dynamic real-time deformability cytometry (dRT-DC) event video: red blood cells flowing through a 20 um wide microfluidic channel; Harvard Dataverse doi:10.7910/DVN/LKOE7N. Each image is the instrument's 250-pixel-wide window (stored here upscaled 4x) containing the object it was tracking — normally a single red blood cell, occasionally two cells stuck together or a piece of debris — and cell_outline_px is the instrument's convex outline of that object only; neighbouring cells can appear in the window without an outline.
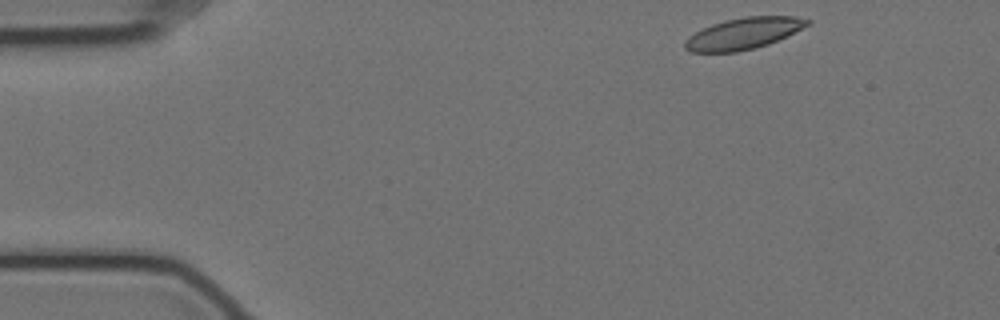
{"species": "Egyptian fruit bat (a non-hibernating species)", "species_latin": "Rousettus aegyptiacus", "temperature_condition": "cold", "stored_images_in_passage": 52, "camera_frame_rate_fps": 3000, "um_per_image_px": 0.085, "animal": {"sex": "female"}, "frame": {"image": 1, "passage_image": 1, "time_ms": 0.0, "image_size_px": [1000, 320], "cell_outline_px": [[812, 24], [768, 44], [736, 52], [692, 52], [684, 48], [684, 40], [688, 36], [712, 24], [744, 16], [796, 16], [812, 20]], "centroid_in_image_um": [63.22, 2.84], "position_along_channel_um": 21.8, "area_um2": 22.31}}
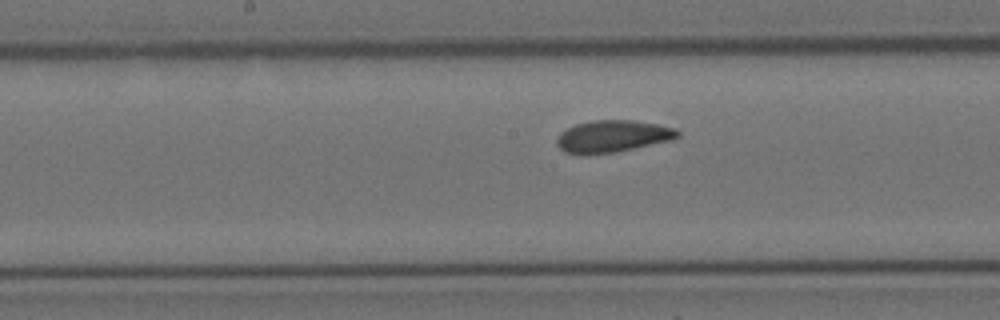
{"frame": {"image": 2, "passage_image": 23, "time_ms": 7.333, "image_size_px": [1000, 320], "cell_outline_px": [[680, 136], [672, 140], [616, 152], [588, 156], [584, 156], [564, 152], [556, 144], [556, 140], [560, 132], [576, 124], [592, 120], [636, 120], [656, 124], [672, 128], [680, 132]], "centroid_in_image_um": [52.03, 11.6], "position_along_channel_um": 196.2, "area_um2": 22.83}}
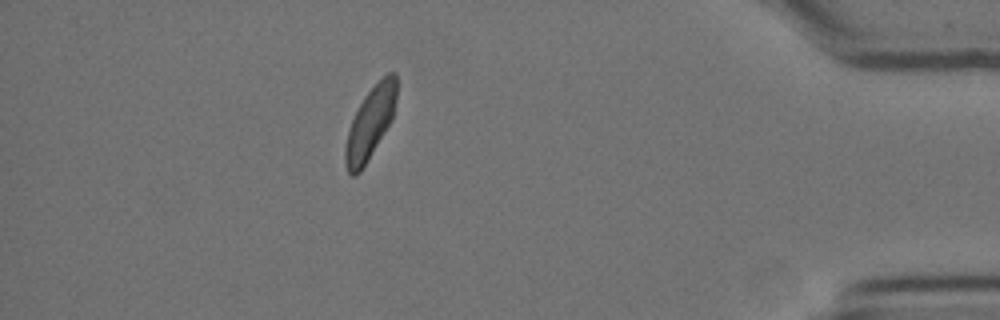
{"frame": {"image": 3, "passage_image": 45, "time_ms": 14.667, "image_size_px": [1000, 320], "cell_outline_px": [[396, 100], [392, 120], [360, 172], [356, 176], [352, 176], [348, 172], [344, 164], [344, 148], [348, 132], [352, 120], [364, 96], [388, 72], [396, 72]], "centroid_in_image_um": [31.46, 10.48], "position_along_channel_um": 403.7, "area_um2": 21.15}, "authors_computed_cell_mechanics": {"area_um2": 22.4553, "velocity_mm_per_s": 3.469, "shape_relaxation_time_tau1_ms": 3.574, "shape_relaxation_time_tau2_ms": 1.803, "deformation_change_tau1": 0.0993, "deformation_change_tau2": 0.0631}}